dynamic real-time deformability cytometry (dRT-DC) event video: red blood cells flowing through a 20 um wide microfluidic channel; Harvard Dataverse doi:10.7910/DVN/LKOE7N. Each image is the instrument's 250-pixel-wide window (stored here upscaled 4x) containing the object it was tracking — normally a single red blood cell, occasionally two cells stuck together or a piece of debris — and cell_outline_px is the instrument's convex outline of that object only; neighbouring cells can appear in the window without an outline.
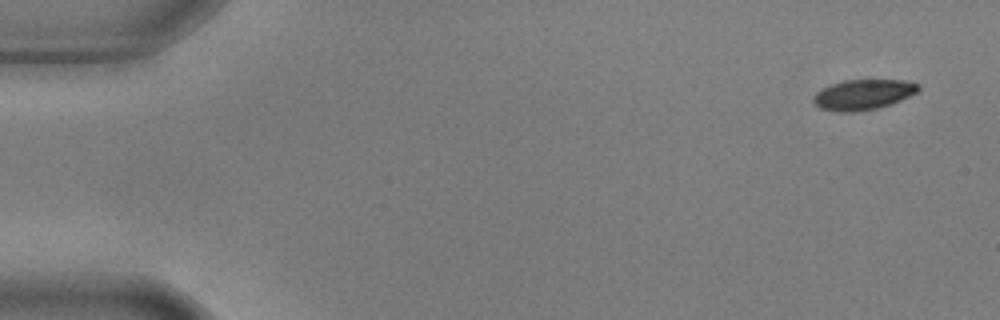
{"species": "common noctule bat (a hibernating species)", "species_latin": "Nyctalus noctula", "temperature_condition": "warm", "stored_images_in_passage": 5, "segment_of_instrument_passage": [2, 2], "camera_frame_rate_fps": 3000, "um_per_image_px": 0.085, "animal": {"sex": "male", "body_mass_g": 17.9, "forearm_length_mm": 54.2}, "frame": {"image": 1, "passage_image": 5, "time_ms": 1.333, "image_size_px": [1000, 320], "cell_outline_px": [[920, 88], [916, 92], [900, 100], [876, 108], [852, 112], [840, 112], [820, 108], [812, 100], [812, 96], [816, 92], [832, 84], [844, 80], [908, 80], [920, 84]], "centroid_in_image_um": [73.36, 8.03], "position_along_channel_um": 11.6, "area_um2": 18.32}}